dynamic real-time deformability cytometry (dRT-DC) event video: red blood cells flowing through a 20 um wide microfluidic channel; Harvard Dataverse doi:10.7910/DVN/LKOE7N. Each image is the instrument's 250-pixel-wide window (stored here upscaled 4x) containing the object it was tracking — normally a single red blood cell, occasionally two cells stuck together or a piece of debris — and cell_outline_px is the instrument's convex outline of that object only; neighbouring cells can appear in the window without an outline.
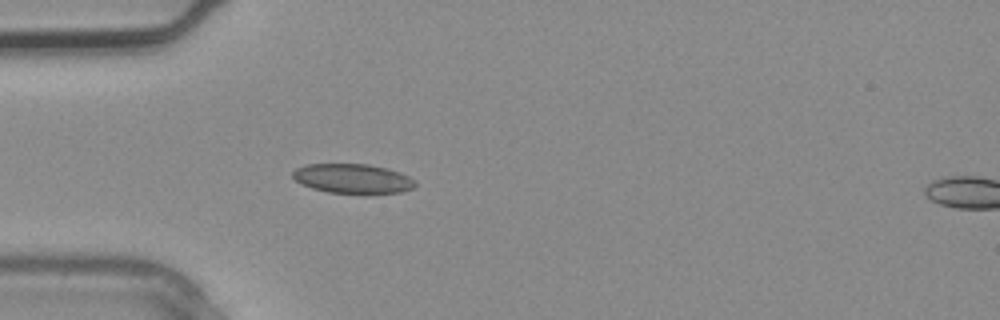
{"species": "common noctule bat (a hibernating species)", "species_latin": "Nyctalus noctula", "temperature_condition": "warm", "stored_images_in_passage": 2, "camera_frame_rate_fps": 3000, "um_per_image_px": 0.085, "animal": {"sex": "male", "body_mass_g": 20.4}, "frame": {"image": 1, "passage_image": 1, "time_ms": 0.0, "image_size_px": [1000, 320], "cell_outline_px": [[416, 184], [412, 188], [400, 192], [328, 192], [312, 188], [300, 184], [292, 176], [292, 172], [296, 168], [304, 164], [368, 164], [388, 168], [400, 172], [408, 176]], "centroid_in_image_um": [29.92, 15.15], "position_along_channel_um": 55.1, "area_um2": 20.69}}